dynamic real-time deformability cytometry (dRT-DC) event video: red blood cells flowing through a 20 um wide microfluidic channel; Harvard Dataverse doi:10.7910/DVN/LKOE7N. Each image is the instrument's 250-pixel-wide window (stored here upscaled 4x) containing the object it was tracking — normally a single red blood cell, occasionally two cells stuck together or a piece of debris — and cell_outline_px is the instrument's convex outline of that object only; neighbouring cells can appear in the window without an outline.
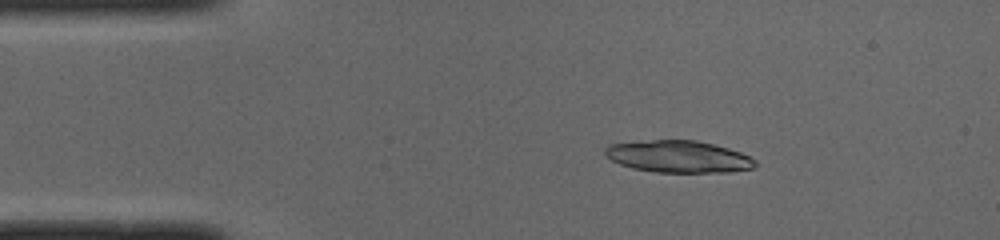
{"species": "common noctule bat (a hibernating species)", "species_latin": "Nyctalus noctula", "temperature_condition": "cold", "stored_images_in_passage": 49, "camera_frame_rate_fps": 3000, "um_per_image_px": 0.085, "animal": {"sex": "male", "body_mass_g": 19.0, "forearm_length_mm": 50.8}, "frame": {"image": 1, "passage_image": 8, "time_ms": 2.333, "image_size_px": [1000, 240], "cell_outline_px": [[756, 164], [752, 168], [728, 172], [656, 172], [632, 168], [620, 164], [604, 156], [604, 148], [608, 144], [652, 140], [696, 140], [728, 148], [740, 152], [756, 160]], "centroid_in_image_um": [57.63, 13.31], "position_along_channel_um": 27.4, "area_um2": 27.92}}